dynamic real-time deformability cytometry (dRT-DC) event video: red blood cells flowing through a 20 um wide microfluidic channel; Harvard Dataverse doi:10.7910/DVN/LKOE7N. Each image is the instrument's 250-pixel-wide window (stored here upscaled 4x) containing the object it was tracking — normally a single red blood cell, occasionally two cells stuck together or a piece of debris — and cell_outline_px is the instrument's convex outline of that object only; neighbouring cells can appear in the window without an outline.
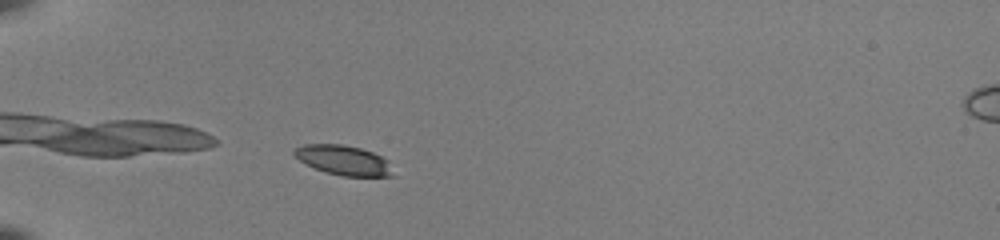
{"species": "common noctule bat (a hibernating species)", "species_latin": "Nyctalus noctula", "temperature_condition": "room temperature", "stored_images_in_passage": 36, "camera_frame_rate_fps": 3000, "um_per_image_px": 0.085, "animal": {"sex": "female", "body_mass_g": 22.0, "forearm_length_mm": 56.7}, "frame": {"image": 1, "passage_image": 1, "time_ms": 0.0, "image_size_px": [1000, 240], "cell_outline_px": [[396, 176], [344, 176], [324, 172], [304, 164], [292, 152], [296, 148], [304, 144], [344, 144], [360, 148], [372, 152], [388, 160]], "centroid_in_image_um": [29.21, 13.62], "position_along_channel_um": 55.8, "area_um2": 17.22}}
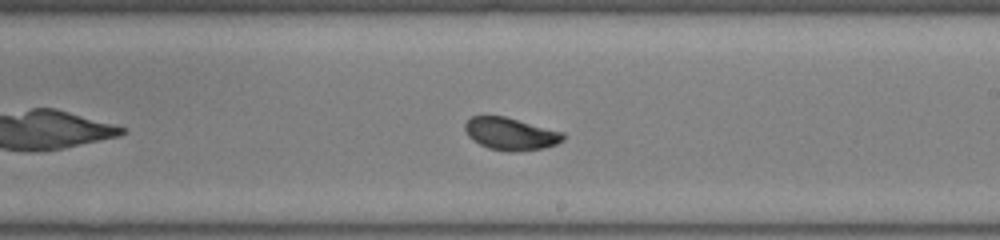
{"frame": {"image": 2, "passage_image": 17, "time_ms": 5.333, "image_size_px": [1000, 240], "cell_outline_px": [[564, 140], [556, 144], [544, 148], [516, 152], [508, 152], [488, 148], [472, 140], [468, 136], [464, 128], [464, 124], [472, 116], [504, 116], [564, 132]], "centroid_in_image_um": [43.4, 11.39], "position_along_channel_um": 245.6, "area_um2": 18.61}}
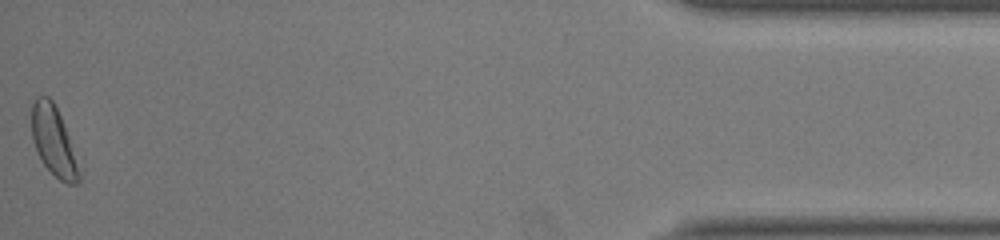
{"frame": {"image": 3, "passage_image": 36, "time_ms": 11.667, "image_size_px": [1000, 240], "cell_outline_px": [[80, 184], [68, 184], [60, 180], [44, 164], [32, 140], [32, 104], [36, 96], [48, 96], [52, 100], [60, 116], [68, 136], [80, 176]], "centroid_in_image_um": [4.53, 11.98], "position_along_channel_um": 430.7, "area_um2": 18.44}, "authors_computed_cell_mechanics": {"area_um2": 18.1781, "velocity_mm_per_s": 3.9948, "shape_relaxation_time_tau1_ms": 6.433, "shape_relaxation_time_tau2_ms": 1.9391, "deformation_change_tau1": 0.1839, "deformation_change_tau2": 0.0638}}